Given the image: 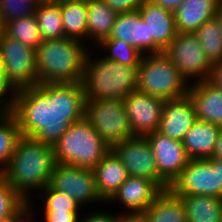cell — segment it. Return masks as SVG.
<instances>
[{"label": "cell", "instance_id": "cell-23", "mask_svg": "<svg viewBox=\"0 0 222 222\" xmlns=\"http://www.w3.org/2000/svg\"><path fill=\"white\" fill-rule=\"evenodd\" d=\"M117 15L103 0L87 1L88 46L93 48L94 45L95 48L102 39L109 37Z\"/></svg>", "mask_w": 222, "mask_h": 222}, {"label": "cell", "instance_id": "cell-2", "mask_svg": "<svg viewBox=\"0 0 222 222\" xmlns=\"http://www.w3.org/2000/svg\"><path fill=\"white\" fill-rule=\"evenodd\" d=\"M55 164L53 146L22 136L1 173L6 182L30 202L34 198L32 192L39 193L49 184Z\"/></svg>", "mask_w": 222, "mask_h": 222}, {"label": "cell", "instance_id": "cell-9", "mask_svg": "<svg viewBox=\"0 0 222 222\" xmlns=\"http://www.w3.org/2000/svg\"><path fill=\"white\" fill-rule=\"evenodd\" d=\"M163 52L189 84L208 80L212 64L192 33H177Z\"/></svg>", "mask_w": 222, "mask_h": 222}, {"label": "cell", "instance_id": "cell-31", "mask_svg": "<svg viewBox=\"0 0 222 222\" xmlns=\"http://www.w3.org/2000/svg\"><path fill=\"white\" fill-rule=\"evenodd\" d=\"M5 34L34 50L43 42L34 15L6 22Z\"/></svg>", "mask_w": 222, "mask_h": 222}, {"label": "cell", "instance_id": "cell-10", "mask_svg": "<svg viewBox=\"0 0 222 222\" xmlns=\"http://www.w3.org/2000/svg\"><path fill=\"white\" fill-rule=\"evenodd\" d=\"M110 151L121 161L130 177L147 178L162 190L169 186L159 177L153 150L145 136H133L114 143Z\"/></svg>", "mask_w": 222, "mask_h": 222}, {"label": "cell", "instance_id": "cell-18", "mask_svg": "<svg viewBox=\"0 0 222 222\" xmlns=\"http://www.w3.org/2000/svg\"><path fill=\"white\" fill-rule=\"evenodd\" d=\"M196 119L222 127V91L208 81L189 84L188 93Z\"/></svg>", "mask_w": 222, "mask_h": 222}, {"label": "cell", "instance_id": "cell-20", "mask_svg": "<svg viewBox=\"0 0 222 222\" xmlns=\"http://www.w3.org/2000/svg\"><path fill=\"white\" fill-rule=\"evenodd\" d=\"M222 127L196 120L182 141L190 159H210Z\"/></svg>", "mask_w": 222, "mask_h": 222}, {"label": "cell", "instance_id": "cell-46", "mask_svg": "<svg viewBox=\"0 0 222 222\" xmlns=\"http://www.w3.org/2000/svg\"><path fill=\"white\" fill-rule=\"evenodd\" d=\"M4 34H5V23L3 19L0 17V41L1 38L4 36Z\"/></svg>", "mask_w": 222, "mask_h": 222}, {"label": "cell", "instance_id": "cell-26", "mask_svg": "<svg viewBox=\"0 0 222 222\" xmlns=\"http://www.w3.org/2000/svg\"><path fill=\"white\" fill-rule=\"evenodd\" d=\"M181 197L187 222H222V199L207 195Z\"/></svg>", "mask_w": 222, "mask_h": 222}, {"label": "cell", "instance_id": "cell-40", "mask_svg": "<svg viewBox=\"0 0 222 222\" xmlns=\"http://www.w3.org/2000/svg\"><path fill=\"white\" fill-rule=\"evenodd\" d=\"M207 81L222 91V62L212 65L211 74Z\"/></svg>", "mask_w": 222, "mask_h": 222}, {"label": "cell", "instance_id": "cell-44", "mask_svg": "<svg viewBox=\"0 0 222 222\" xmlns=\"http://www.w3.org/2000/svg\"><path fill=\"white\" fill-rule=\"evenodd\" d=\"M216 168H218L219 183H222V159L210 158L208 159Z\"/></svg>", "mask_w": 222, "mask_h": 222}, {"label": "cell", "instance_id": "cell-6", "mask_svg": "<svg viewBox=\"0 0 222 222\" xmlns=\"http://www.w3.org/2000/svg\"><path fill=\"white\" fill-rule=\"evenodd\" d=\"M188 88L189 83L164 52L142 56L137 91L168 101L186 96Z\"/></svg>", "mask_w": 222, "mask_h": 222}, {"label": "cell", "instance_id": "cell-42", "mask_svg": "<svg viewBox=\"0 0 222 222\" xmlns=\"http://www.w3.org/2000/svg\"><path fill=\"white\" fill-rule=\"evenodd\" d=\"M212 158L222 159V128L220 129V132L218 134Z\"/></svg>", "mask_w": 222, "mask_h": 222}, {"label": "cell", "instance_id": "cell-4", "mask_svg": "<svg viewBox=\"0 0 222 222\" xmlns=\"http://www.w3.org/2000/svg\"><path fill=\"white\" fill-rule=\"evenodd\" d=\"M97 55H94V54ZM94 48L87 53L81 84L85 100L124 99L137 91L139 66H128L98 56Z\"/></svg>", "mask_w": 222, "mask_h": 222}, {"label": "cell", "instance_id": "cell-38", "mask_svg": "<svg viewBox=\"0 0 222 222\" xmlns=\"http://www.w3.org/2000/svg\"><path fill=\"white\" fill-rule=\"evenodd\" d=\"M13 91L5 83V72L0 56V110H10L12 105Z\"/></svg>", "mask_w": 222, "mask_h": 222}, {"label": "cell", "instance_id": "cell-34", "mask_svg": "<svg viewBox=\"0 0 222 222\" xmlns=\"http://www.w3.org/2000/svg\"><path fill=\"white\" fill-rule=\"evenodd\" d=\"M27 201L23 199L5 180L0 172V222L12 216Z\"/></svg>", "mask_w": 222, "mask_h": 222}, {"label": "cell", "instance_id": "cell-24", "mask_svg": "<svg viewBox=\"0 0 222 222\" xmlns=\"http://www.w3.org/2000/svg\"><path fill=\"white\" fill-rule=\"evenodd\" d=\"M141 216L145 222H187L181 197L170 189L163 190Z\"/></svg>", "mask_w": 222, "mask_h": 222}, {"label": "cell", "instance_id": "cell-45", "mask_svg": "<svg viewBox=\"0 0 222 222\" xmlns=\"http://www.w3.org/2000/svg\"><path fill=\"white\" fill-rule=\"evenodd\" d=\"M215 18L217 19L220 29L222 31V0L219 3L218 10L216 11Z\"/></svg>", "mask_w": 222, "mask_h": 222}, {"label": "cell", "instance_id": "cell-39", "mask_svg": "<svg viewBox=\"0 0 222 222\" xmlns=\"http://www.w3.org/2000/svg\"><path fill=\"white\" fill-rule=\"evenodd\" d=\"M34 203H35L34 200H31L30 202H26L12 216H10L6 220V222H37L35 221V219L33 220L34 218L33 214L36 212L35 211L36 206L34 205Z\"/></svg>", "mask_w": 222, "mask_h": 222}, {"label": "cell", "instance_id": "cell-36", "mask_svg": "<svg viewBox=\"0 0 222 222\" xmlns=\"http://www.w3.org/2000/svg\"><path fill=\"white\" fill-rule=\"evenodd\" d=\"M117 14L135 12L145 0H103Z\"/></svg>", "mask_w": 222, "mask_h": 222}, {"label": "cell", "instance_id": "cell-16", "mask_svg": "<svg viewBox=\"0 0 222 222\" xmlns=\"http://www.w3.org/2000/svg\"><path fill=\"white\" fill-rule=\"evenodd\" d=\"M137 11L148 26V54L162 53L177 35L174 13L148 0Z\"/></svg>", "mask_w": 222, "mask_h": 222}, {"label": "cell", "instance_id": "cell-12", "mask_svg": "<svg viewBox=\"0 0 222 222\" xmlns=\"http://www.w3.org/2000/svg\"><path fill=\"white\" fill-rule=\"evenodd\" d=\"M169 189L176 196L207 195L222 199L218 168L208 159H190Z\"/></svg>", "mask_w": 222, "mask_h": 222}, {"label": "cell", "instance_id": "cell-14", "mask_svg": "<svg viewBox=\"0 0 222 222\" xmlns=\"http://www.w3.org/2000/svg\"><path fill=\"white\" fill-rule=\"evenodd\" d=\"M164 102L139 91L123 99L125 113L134 136H146L158 130Z\"/></svg>", "mask_w": 222, "mask_h": 222}, {"label": "cell", "instance_id": "cell-30", "mask_svg": "<svg viewBox=\"0 0 222 222\" xmlns=\"http://www.w3.org/2000/svg\"><path fill=\"white\" fill-rule=\"evenodd\" d=\"M94 49H100V54H103L106 60L114 61L128 66H139L142 58L141 52L127 42L119 39H102ZM103 50V51H102ZM105 53H102L104 52Z\"/></svg>", "mask_w": 222, "mask_h": 222}, {"label": "cell", "instance_id": "cell-13", "mask_svg": "<svg viewBox=\"0 0 222 222\" xmlns=\"http://www.w3.org/2000/svg\"><path fill=\"white\" fill-rule=\"evenodd\" d=\"M145 137L153 150L159 177L170 187L187 166L190 158L181 141L169 138L158 131Z\"/></svg>", "mask_w": 222, "mask_h": 222}, {"label": "cell", "instance_id": "cell-19", "mask_svg": "<svg viewBox=\"0 0 222 222\" xmlns=\"http://www.w3.org/2000/svg\"><path fill=\"white\" fill-rule=\"evenodd\" d=\"M221 0H184L173 12L177 33H193L215 18Z\"/></svg>", "mask_w": 222, "mask_h": 222}, {"label": "cell", "instance_id": "cell-28", "mask_svg": "<svg viewBox=\"0 0 222 222\" xmlns=\"http://www.w3.org/2000/svg\"><path fill=\"white\" fill-rule=\"evenodd\" d=\"M21 137L15 115L10 110H0V172L11 160Z\"/></svg>", "mask_w": 222, "mask_h": 222}, {"label": "cell", "instance_id": "cell-27", "mask_svg": "<svg viewBox=\"0 0 222 222\" xmlns=\"http://www.w3.org/2000/svg\"><path fill=\"white\" fill-rule=\"evenodd\" d=\"M43 40L65 37L59 0H42L34 14Z\"/></svg>", "mask_w": 222, "mask_h": 222}, {"label": "cell", "instance_id": "cell-5", "mask_svg": "<svg viewBox=\"0 0 222 222\" xmlns=\"http://www.w3.org/2000/svg\"><path fill=\"white\" fill-rule=\"evenodd\" d=\"M56 164L93 169L110 151V145L83 117L73 122L53 145Z\"/></svg>", "mask_w": 222, "mask_h": 222}, {"label": "cell", "instance_id": "cell-17", "mask_svg": "<svg viewBox=\"0 0 222 222\" xmlns=\"http://www.w3.org/2000/svg\"><path fill=\"white\" fill-rule=\"evenodd\" d=\"M195 108L189 96L164 102L158 132L177 141H183L196 121Z\"/></svg>", "mask_w": 222, "mask_h": 222}, {"label": "cell", "instance_id": "cell-33", "mask_svg": "<svg viewBox=\"0 0 222 222\" xmlns=\"http://www.w3.org/2000/svg\"><path fill=\"white\" fill-rule=\"evenodd\" d=\"M39 0H0V17L4 23L32 16L36 13Z\"/></svg>", "mask_w": 222, "mask_h": 222}, {"label": "cell", "instance_id": "cell-25", "mask_svg": "<svg viewBox=\"0 0 222 222\" xmlns=\"http://www.w3.org/2000/svg\"><path fill=\"white\" fill-rule=\"evenodd\" d=\"M65 37L87 44V1L59 0Z\"/></svg>", "mask_w": 222, "mask_h": 222}, {"label": "cell", "instance_id": "cell-11", "mask_svg": "<svg viewBox=\"0 0 222 222\" xmlns=\"http://www.w3.org/2000/svg\"><path fill=\"white\" fill-rule=\"evenodd\" d=\"M49 185L66 193L83 208L94 203L106 202L98 193L95 175L92 169L80 168L69 164H55ZM91 203V204H90Z\"/></svg>", "mask_w": 222, "mask_h": 222}, {"label": "cell", "instance_id": "cell-32", "mask_svg": "<svg viewBox=\"0 0 222 222\" xmlns=\"http://www.w3.org/2000/svg\"><path fill=\"white\" fill-rule=\"evenodd\" d=\"M39 198L43 203V211H69L83 213V207L66 193L53 189L49 184L45 186L34 198ZM41 197V198H40Z\"/></svg>", "mask_w": 222, "mask_h": 222}, {"label": "cell", "instance_id": "cell-29", "mask_svg": "<svg viewBox=\"0 0 222 222\" xmlns=\"http://www.w3.org/2000/svg\"><path fill=\"white\" fill-rule=\"evenodd\" d=\"M213 65L222 62V31L216 18L206 21L192 33Z\"/></svg>", "mask_w": 222, "mask_h": 222}, {"label": "cell", "instance_id": "cell-15", "mask_svg": "<svg viewBox=\"0 0 222 222\" xmlns=\"http://www.w3.org/2000/svg\"><path fill=\"white\" fill-rule=\"evenodd\" d=\"M162 191L150 179L128 176L106 203L123 206L122 215H141Z\"/></svg>", "mask_w": 222, "mask_h": 222}, {"label": "cell", "instance_id": "cell-22", "mask_svg": "<svg viewBox=\"0 0 222 222\" xmlns=\"http://www.w3.org/2000/svg\"><path fill=\"white\" fill-rule=\"evenodd\" d=\"M92 170L98 193L105 202L129 176L125 166L111 151Z\"/></svg>", "mask_w": 222, "mask_h": 222}, {"label": "cell", "instance_id": "cell-1", "mask_svg": "<svg viewBox=\"0 0 222 222\" xmlns=\"http://www.w3.org/2000/svg\"><path fill=\"white\" fill-rule=\"evenodd\" d=\"M10 111L22 136L53 146L69 126L84 117L81 82L43 83L13 92Z\"/></svg>", "mask_w": 222, "mask_h": 222}, {"label": "cell", "instance_id": "cell-41", "mask_svg": "<svg viewBox=\"0 0 222 222\" xmlns=\"http://www.w3.org/2000/svg\"><path fill=\"white\" fill-rule=\"evenodd\" d=\"M152 4L174 12L184 0H148Z\"/></svg>", "mask_w": 222, "mask_h": 222}, {"label": "cell", "instance_id": "cell-43", "mask_svg": "<svg viewBox=\"0 0 222 222\" xmlns=\"http://www.w3.org/2000/svg\"><path fill=\"white\" fill-rule=\"evenodd\" d=\"M121 222H145L141 215H122Z\"/></svg>", "mask_w": 222, "mask_h": 222}, {"label": "cell", "instance_id": "cell-7", "mask_svg": "<svg viewBox=\"0 0 222 222\" xmlns=\"http://www.w3.org/2000/svg\"><path fill=\"white\" fill-rule=\"evenodd\" d=\"M84 117L110 146L134 136L122 99L85 100Z\"/></svg>", "mask_w": 222, "mask_h": 222}, {"label": "cell", "instance_id": "cell-3", "mask_svg": "<svg viewBox=\"0 0 222 222\" xmlns=\"http://www.w3.org/2000/svg\"><path fill=\"white\" fill-rule=\"evenodd\" d=\"M90 48L67 37L43 40L35 50L38 84L81 82Z\"/></svg>", "mask_w": 222, "mask_h": 222}, {"label": "cell", "instance_id": "cell-21", "mask_svg": "<svg viewBox=\"0 0 222 222\" xmlns=\"http://www.w3.org/2000/svg\"><path fill=\"white\" fill-rule=\"evenodd\" d=\"M108 38L125 41L142 55L148 54V26L138 11L118 14Z\"/></svg>", "mask_w": 222, "mask_h": 222}, {"label": "cell", "instance_id": "cell-8", "mask_svg": "<svg viewBox=\"0 0 222 222\" xmlns=\"http://www.w3.org/2000/svg\"><path fill=\"white\" fill-rule=\"evenodd\" d=\"M0 56L5 72V83L13 92L38 84L33 48L4 34L0 41Z\"/></svg>", "mask_w": 222, "mask_h": 222}, {"label": "cell", "instance_id": "cell-37", "mask_svg": "<svg viewBox=\"0 0 222 222\" xmlns=\"http://www.w3.org/2000/svg\"><path fill=\"white\" fill-rule=\"evenodd\" d=\"M43 213V214H42ZM41 222H78L81 212L69 211H42Z\"/></svg>", "mask_w": 222, "mask_h": 222}, {"label": "cell", "instance_id": "cell-35", "mask_svg": "<svg viewBox=\"0 0 222 222\" xmlns=\"http://www.w3.org/2000/svg\"><path fill=\"white\" fill-rule=\"evenodd\" d=\"M102 210V211H101ZM98 210H92L91 213H84L79 216L78 222H121V214L118 212V214H113L108 211H105L103 209Z\"/></svg>", "mask_w": 222, "mask_h": 222}]
</instances>
